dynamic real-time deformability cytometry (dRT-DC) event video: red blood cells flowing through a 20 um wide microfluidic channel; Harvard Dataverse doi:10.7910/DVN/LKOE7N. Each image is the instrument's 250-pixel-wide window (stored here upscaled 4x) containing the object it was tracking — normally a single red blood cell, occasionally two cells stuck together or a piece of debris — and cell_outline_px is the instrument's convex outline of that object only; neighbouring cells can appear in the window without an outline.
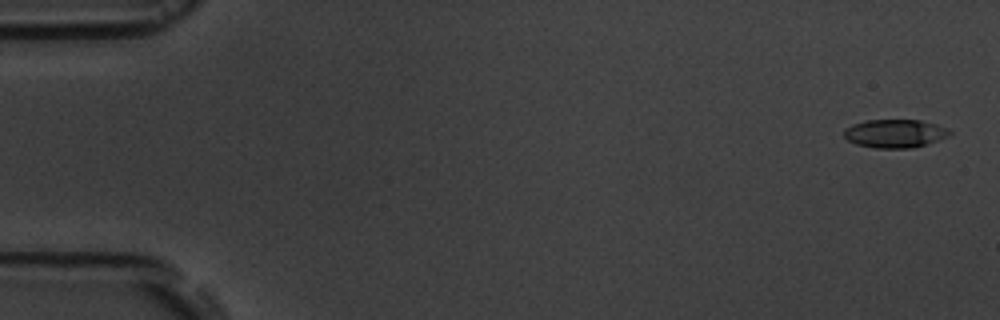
{"species": "common noctule bat (a hibernating species)", "species_latin": "Nyctalus noctula", "temperature_condition": "room temperature", "stored_images_in_passage": 4, "camera_frame_rate_fps": 3000, "um_per_image_px": 0.085, "animal": {"sex": "male", "body_mass_g": 19.5, "forearm_length_mm": 54.6}, "frame": {"image": 1, "passage_image": 1, "time_ms": 0.0, "image_size_px": [1000, 320], "cell_outline_px": [[952, 132], [948, 136], [912, 148], [876, 148], [856, 144], [848, 140], [844, 136], [844, 128], [852, 124], [864, 120], [920, 120], [936, 124]], "centroid_in_image_um": [76.01, 11.34], "position_along_channel_um": 9.0, "area_um2": 17.28}}